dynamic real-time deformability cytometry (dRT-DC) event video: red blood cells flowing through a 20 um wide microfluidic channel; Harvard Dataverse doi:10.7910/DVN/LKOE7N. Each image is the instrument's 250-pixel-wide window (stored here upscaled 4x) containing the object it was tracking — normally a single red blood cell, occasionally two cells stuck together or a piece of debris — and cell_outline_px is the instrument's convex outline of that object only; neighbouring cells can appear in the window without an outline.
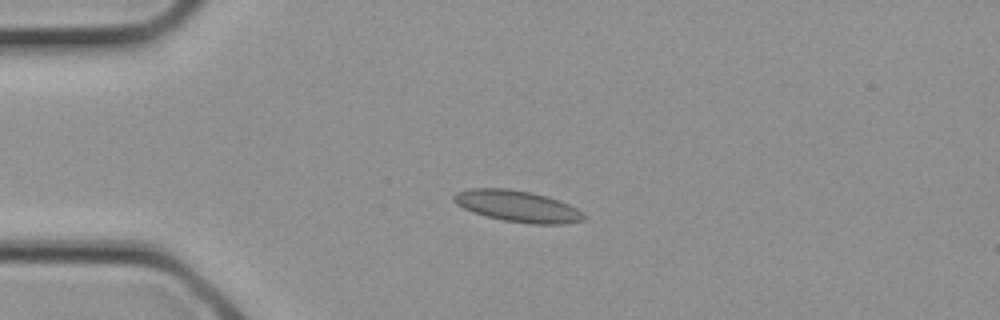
{"species": "common noctule bat (a hibernating species)", "species_latin": "Nyctalus noctula", "temperature_condition": "cold", "stored_images_in_passage": 2, "camera_frame_rate_fps": 3000, "um_per_image_px": 0.085, "animal": {"sex": "female", "body_mass_g": 21.9}, "frame": {"image": 1, "passage_image": 2, "time_ms": 0.333, "image_size_px": [1000, 320], "cell_outline_px": [[588, 216], [584, 220], [564, 224], [532, 224], [504, 220], [484, 216], [472, 212], [456, 204], [452, 200], [452, 196], [456, 192], [468, 188], [508, 188], [532, 192], [548, 196], [560, 200], [576, 208]], "centroid_in_image_um": [43.98, 17.52], "position_along_channel_um": 41.0, "area_um2": 24.1}}